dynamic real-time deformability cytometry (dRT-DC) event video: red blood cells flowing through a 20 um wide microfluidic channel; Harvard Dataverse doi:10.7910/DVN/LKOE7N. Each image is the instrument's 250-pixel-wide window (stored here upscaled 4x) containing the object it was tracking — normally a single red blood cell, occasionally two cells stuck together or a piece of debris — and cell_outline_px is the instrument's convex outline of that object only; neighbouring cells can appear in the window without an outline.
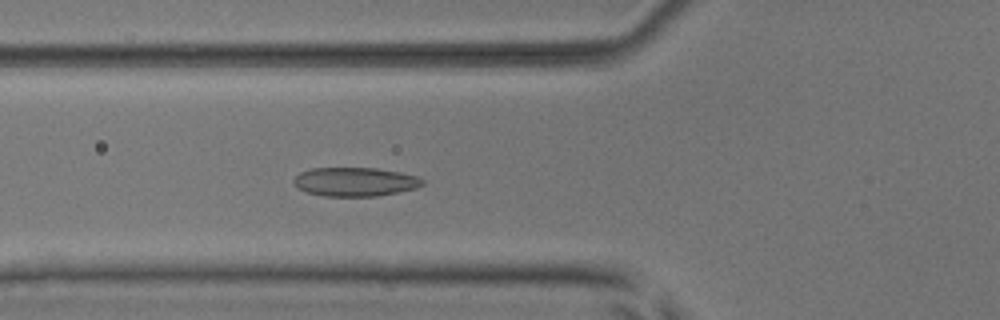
{"species": "common noctule bat (a hibernating species)", "species_latin": "Nyctalus noctula", "temperature_condition": "room temperature", "stored_images_in_passage": 53, "camera_frame_rate_fps": 3000, "um_per_image_px": 0.085, "animal": {"sex": "male", "body_mass_g": 17.9, "forearm_length_mm": 54.2}, "frame": {"image": 1, "passage_image": 21, "time_ms": 6.667, "image_size_px": [1000, 320], "cell_outline_px": [[424, 184], [416, 188], [376, 196], [324, 196], [308, 192], [292, 184], [292, 180], [300, 172], [312, 168], [380, 168], [420, 176], [424, 180]], "centroid_in_image_um": [30.2, 15.44], "position_along_channel_um": 95.6, "area_um2": 21.73}}
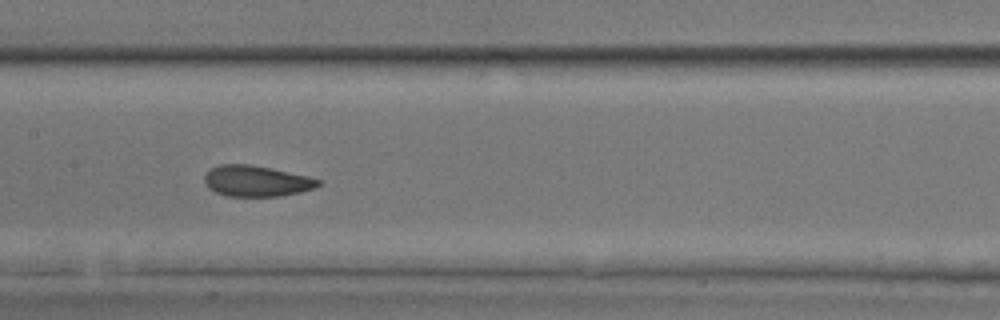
{"frame": {"image": 2, "passage_image": 28, "time_ms": 9.0, "image_size_px": [1000, 320], "cell_outline_px": [[320, 184], [316, 188], [300, 192], [280, 196], [228, 196], [216, 192], [208, 188], [204, 184], [204, 176], [212, 168], [220, 164], [252, 164], [272, 168], [308, 176], [320, 180]], "centroid_in_image_um": [21.8, 15.38], "position_along_channel_um": 185.6, "area_um2": 20.58}}
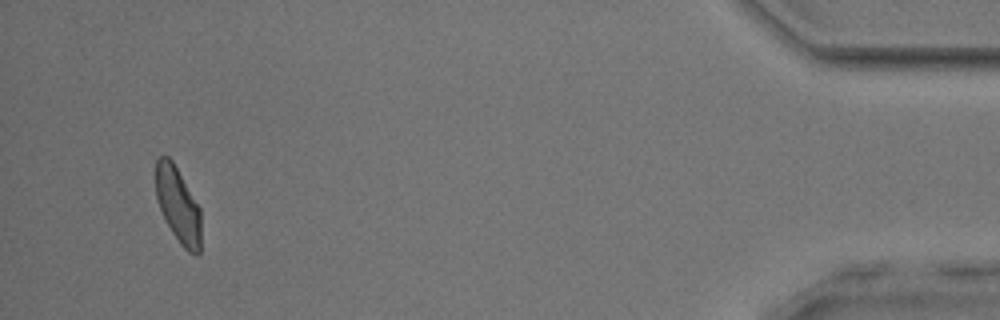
{"frame": {"image": 3, "passage_image": 52, "time_ms": 17.0, "image_size_px": [1000, 320], "cell_outline_px": [[200, 252], [196, 256], [188, 252], [180, 244], [172, 232], [160, 208], [156, 196], [156, 160], [160, 156], [168, 156], [172, 160], [200, 208]], "centroid_in_image_um": [15.14, 17.44], "position_along_channel_um": 420.1, "area_um2": 19.65}}